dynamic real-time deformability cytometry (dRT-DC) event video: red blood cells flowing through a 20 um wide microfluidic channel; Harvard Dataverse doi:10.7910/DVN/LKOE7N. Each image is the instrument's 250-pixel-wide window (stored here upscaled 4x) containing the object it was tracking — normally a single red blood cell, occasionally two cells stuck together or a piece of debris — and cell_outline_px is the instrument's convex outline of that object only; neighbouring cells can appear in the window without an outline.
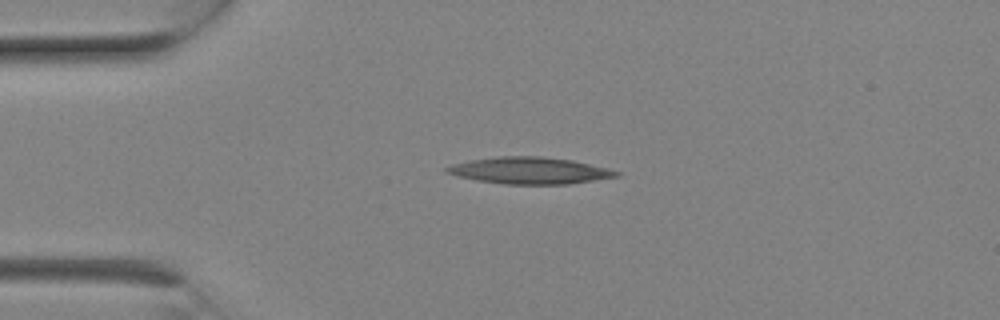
{"species": "Egyptian fruit bat (a non-hibernating species)", "species_latin": "Rousettus aegyptiacus", "temperature_condition": "room temperature", "stored_images_in_passage": 8, "camera_frame_rate_fps": 3000, "um_per_image_px": 0.085, "animal": {"sex": "female"}, "frame": {"image": 1, "passage_image": 4, "time_ms": 1.0, "image_size_px": [1000, 320], "cell_outline_px": [[620, 176], [568, 184], [504, 184], [476, 180], [444, 172], [444, 168], [452, 164], [468, 160], [496, 156], [540, 156], [572, 160], [608, 168], [620, 172]], "centroid_in_image_um": [45.0, 14.49], "position_along_channel_um": 40.0, "area_um2": 26.41}}
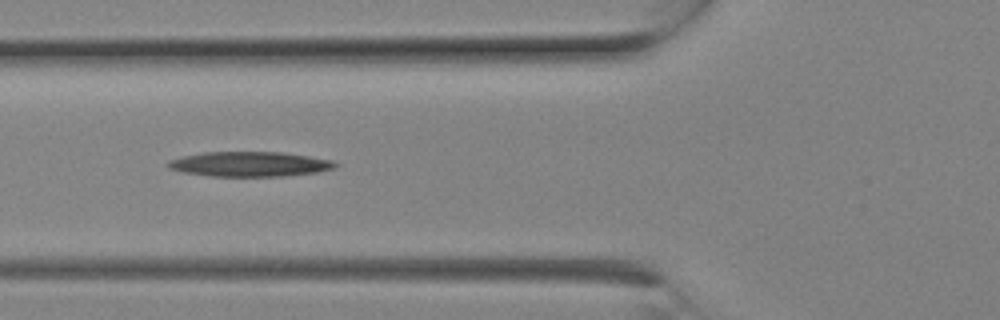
{"frame": {"image": 2, "passage_image": 7, "time_ms": 2.0, "image_size_px": [1000, 320], "cell_outline_px": [[340, 164], [332, 168], [320, 172], [284, 176], [212, 176], [184, 172], [168, 168], [164, 164], [168, 160], [184, 156], [204, 152], [284, 152], [332, 160]], "centroid_in_image_um": [21.22, 13.95], "position_along_channel_um": 104.6, "area_um2": 24.28}}
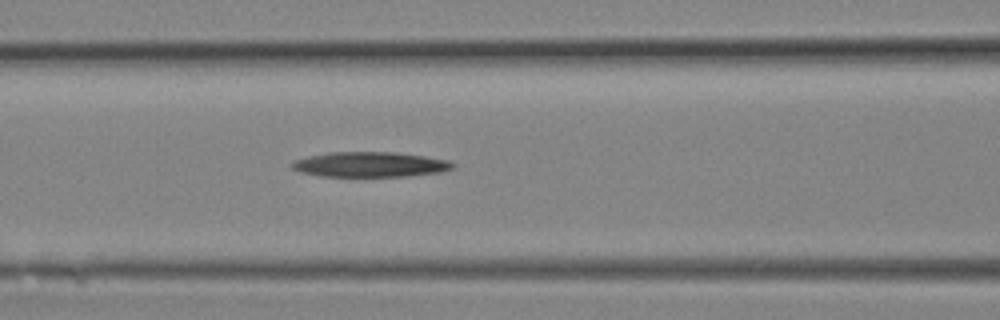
{"frame": {"image": 3, "passage_image": 8, "time_ms": 2.333, "image_size_px": [1000, 320], "cell_outline_px": [[456, 168], [440, 172], [408, 176], [320, 176], [300, 172], [292, 168], [288, 164], [292, 160], [308, 156], [328, 152], [396, 152], [452, 160], [456, 164]], "centroid_in_image_um": [31.47, 13.97], "position_along_channel_um": 135.1, "area_um2": 23.87}}